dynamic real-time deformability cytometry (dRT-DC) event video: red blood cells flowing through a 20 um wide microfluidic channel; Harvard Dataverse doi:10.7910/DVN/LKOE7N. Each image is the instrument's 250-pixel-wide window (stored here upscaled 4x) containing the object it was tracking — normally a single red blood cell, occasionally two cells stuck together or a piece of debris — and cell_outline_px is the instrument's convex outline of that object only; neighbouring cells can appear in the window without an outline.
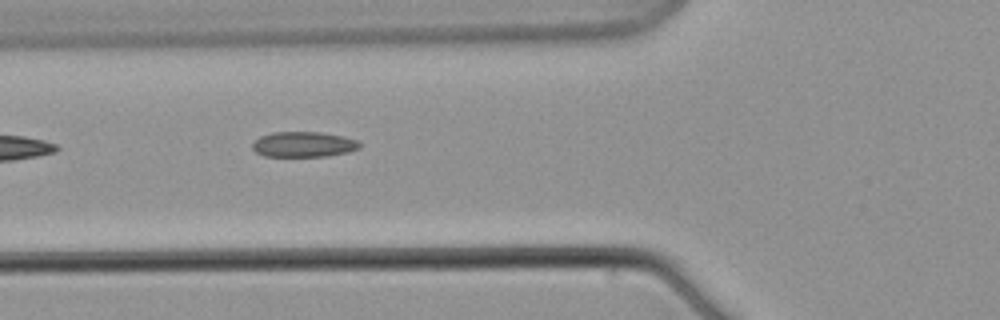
{"species": "common noctule bat (a hibernating species)", "species_latin": "Nyctalus noctula", "temperature_condition": "warm", "stored_images_in_passage": 3, "camera_frame_rate_fps": 3000, "um_per_image_px": 0.085, "animal": {"sex": "male", "body_mass_g": 21.5, "forearm_length_mm": 52.0}, "frame": {"image": 1, "passage_image": 3, "time_ms": 2.333, "image_size_px": [1000, 320], "cell_outline_px": [[360, 148], [348, 152], [328, 156], [264, 156], [256, 152], [252, 148], [252, 144], [260, 136], [272, 132], [320, 132], [344, 136], [360, 140]], "centroid_in_image_um": [25.83, 12.27], "position_along_channel_um": 100.0, "area_um2": 15.95}}